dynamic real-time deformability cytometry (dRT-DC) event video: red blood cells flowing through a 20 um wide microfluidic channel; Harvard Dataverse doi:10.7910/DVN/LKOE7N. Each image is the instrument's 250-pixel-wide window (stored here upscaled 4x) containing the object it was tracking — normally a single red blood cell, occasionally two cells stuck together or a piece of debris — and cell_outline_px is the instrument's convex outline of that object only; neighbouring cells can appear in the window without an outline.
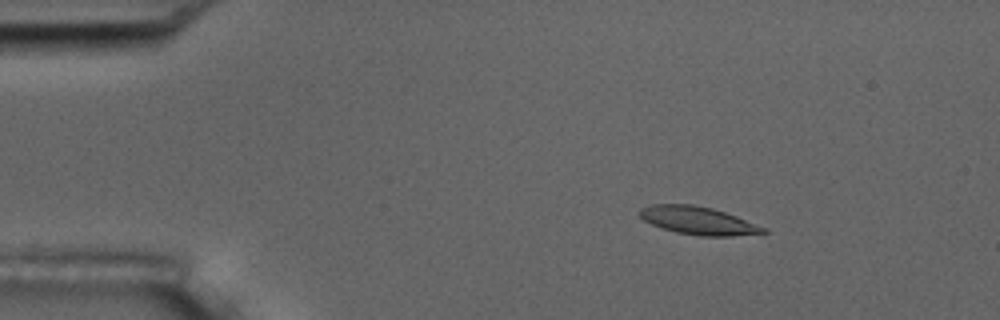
{"species": "common noctule bat (a hibernating species)", "species_latin": "Nyctalus noctula", "temperature_condition": "room temperature", "stored_images_in_passage": 3, "camera_frame_rate_fps": 3000, "um_per_image_px": 0.085, "animal": {"sex": "male", "body_mass_g": 17.5, "forearm_length_mm": 52.3}, "frame": {"image": 1, "passage_image": 1, "time_ms": 0.0, "image_size_px": [1000, 320], "cell_outline_px": [[768, 232], [732, 236], [700, 236], [676, 232], [652, 224], [644, 220], [640, 216], [640, 208], [652, 204], [692, 204], [712, 208], [736, 216], [768, 228]], "centroid_in_image_um": [59.37, 18.75], "position_along_channel_um": 25.6, "area_um2": 20.0}}